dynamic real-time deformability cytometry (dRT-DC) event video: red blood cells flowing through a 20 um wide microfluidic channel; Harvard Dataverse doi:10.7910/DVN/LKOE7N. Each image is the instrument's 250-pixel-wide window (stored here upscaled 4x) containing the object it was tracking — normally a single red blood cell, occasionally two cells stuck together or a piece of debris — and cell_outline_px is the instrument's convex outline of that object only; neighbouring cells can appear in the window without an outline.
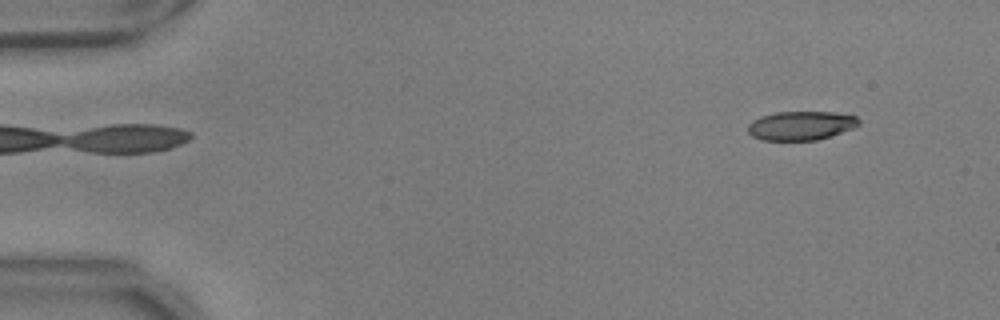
{"species": "common noctule bat (a hibernating species)", "species_latin": "Nyctalus noctula", "temperature_condition": "warm", "stored_images_in_passage": 50, "camera_frame_rate_fps": 3000, "um_per_image_px": 0.085, "animal": {"sex": "male", "body_mass_g": 17.9, "forearm_length_mm": 54.2}, "frame": {"image": 1, "passage_image": 1, "time_ms": 0.0, "image_size_px": [1000, 320], "cell_outline_px": [[860, 124], [852, 128], [816, 140], [760, 140], [752, 136], [748, 132], [748, 124], [752, 120], [760, 116], [776, 112], [832, 112], [856, 116], [860, 120]], "centroid_in_image_um": [68.04, 10.67], "position_along_channel_um": 17.0, "area_um2": 18.61}}
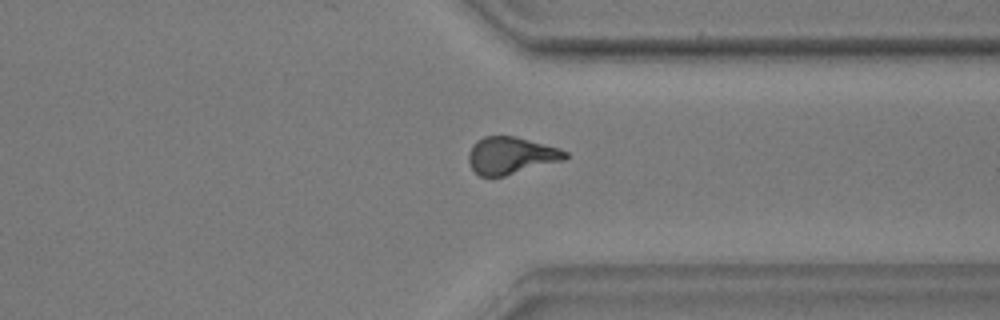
{"frame": {"image": 2, "passage_image": 38, "time_ms": 12.333, "image_size_px": [1000, 320], "cell_outline_px": [[568, 156], [564, 160], [504, 176], [480, 176], [472, 168], [468, 160], [468, 152], [472, 144], [476, 140], [484, 136], [516, 136], [560, 148], [568, 152]], "centroid_in_image_um": [43.43, 13.2], "position_along_channel_um": 368.0, "area_um2": 20.98}}
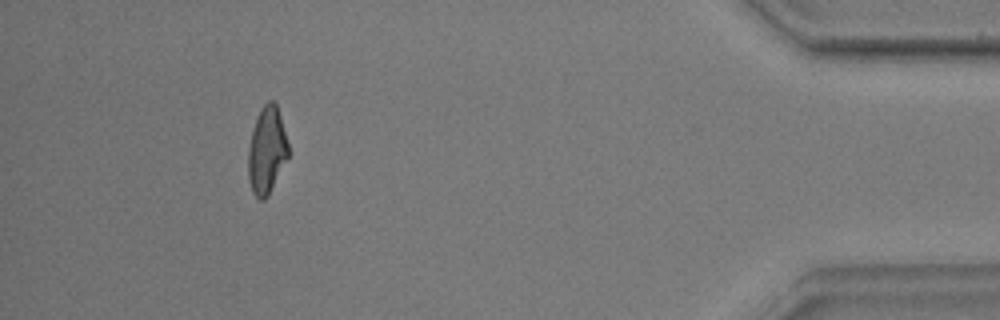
{"frame": {"image": 3, "passage_image": 46, "time_ms": 15.0, "image_size_px": [1000, 320], "cell_outline_px": [[288, 156], [268, 196], [264, 200], [260, 200], [252, 192], [248, 176], [248, 148], [252, 132], [260, 108], [268, 100], [272, 100], [276, 104], [280, 116], [288, 144]], "centroid_in_image_um": [22.66, 12.79], "position_along_channel_um": 412.5, "area_um2": 20.06}, "authors_computed_cell_mechanics": {"area_um2": 20.6635, "velocity_mm_per_s": 3.7297, "shape_relaxation_time_tau1_ms": 5.5717, "shape_relaxation_time_tau2_ms": 2.2393, "deformation_change_tau1": 0.2159, "deformation_change_tau2": 0.1171}}